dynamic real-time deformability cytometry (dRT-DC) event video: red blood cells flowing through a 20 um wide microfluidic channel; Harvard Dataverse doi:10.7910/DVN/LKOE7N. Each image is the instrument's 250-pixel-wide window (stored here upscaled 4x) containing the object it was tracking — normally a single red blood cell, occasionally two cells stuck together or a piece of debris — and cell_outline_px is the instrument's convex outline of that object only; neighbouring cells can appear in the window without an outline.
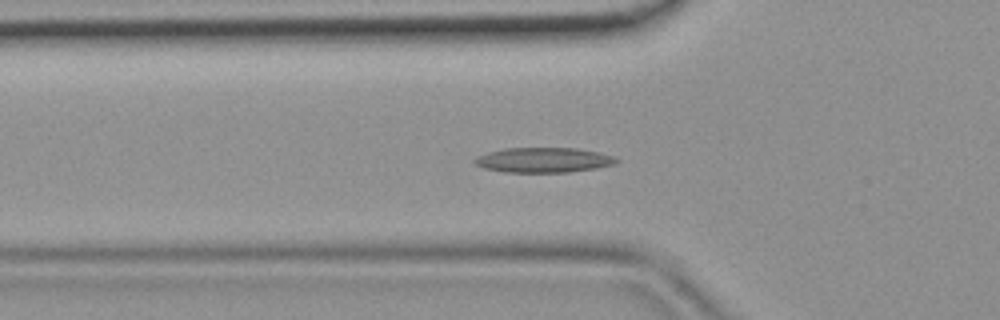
{"species": "common noctule bat (a hibernating species)", "species_latin": "Nyctalus noctula", "temperature_condition": "room temperature", "stored_images_in_passage": 44, "camera_frame_rate_fps": 3000, "um_per_image_px": 0.085, "animal": {"sex": "female", "body_mass_g": 19.9}, "frame": {"image": 1, "passage_image": 15, "time_ms": 4.667, "image_size_px": [1000, 320], "cell_outline_px": [[620, 160], [616, 164], [596, 168], [568, 172], [504, 172], [484, 168], [476, 164], [472, 160], [488, 152], [504, 148], [576, 148], [600, 152], [616, 156]], "centroid_in_image_um": [46.26, 13.6], "position_along_channel_um": 79.5, "area_um2": 20.69}}
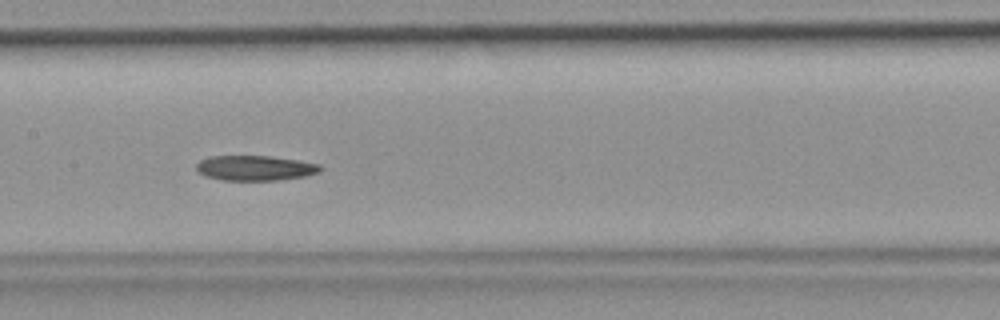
{"frame": {"image": 2, "passage_image": 22, "time_ms": 7.0, "image_size_px": [1000, 320], "cell_outline_px": [[324, 168], [320, 172], [304, 176], [280, 180], [224, 180], [204, 176], [196, 168], [196, 164], [200, 160], [208, 156], [268, 156], [296, 160], [320, 164]], "centroid_in_image_um": [21.69, 14.28], "position_along_channel_um": 185.7, "area_um2": 18.09}}
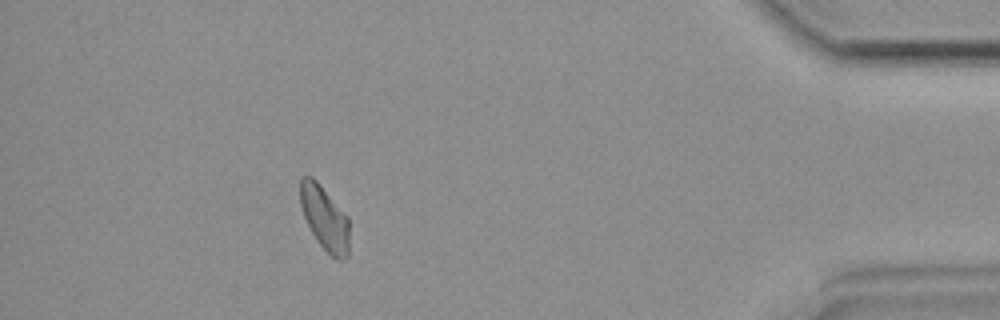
{"frame": {"image": 3, "passage_image": 40, "time_ms": 13.0, "image_size_px": [1000, 320], "cell_outline_px": [[348, 256], [344, 260], [340, 260], [332, 256], [316, 240], [304, 216], [300, 204], [300, 176], [312, 176], [320, 184], [348, 216]], "centroid_in_image_um": [27.59, 18.51], "position_along_channel_um": 407.6, "area_um2": 18.26}}